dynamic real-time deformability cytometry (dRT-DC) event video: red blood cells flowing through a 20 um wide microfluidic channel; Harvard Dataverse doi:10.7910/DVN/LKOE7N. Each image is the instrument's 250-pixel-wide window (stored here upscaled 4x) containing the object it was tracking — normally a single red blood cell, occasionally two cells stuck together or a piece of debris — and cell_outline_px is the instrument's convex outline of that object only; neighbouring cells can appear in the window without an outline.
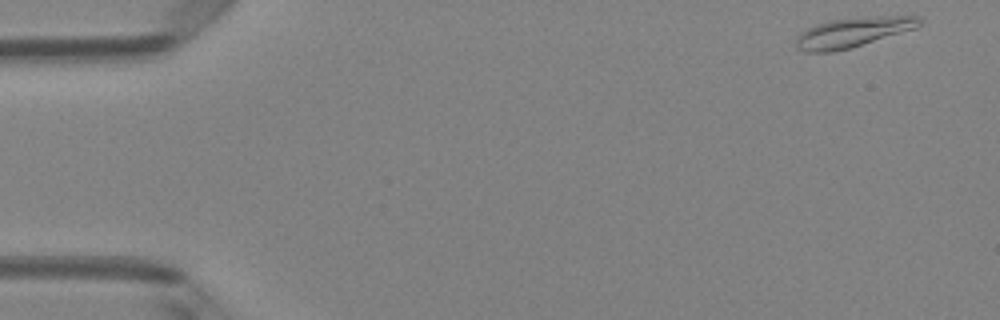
{"species": "Egyptian fruit bat (a non-hibernating species)", "species_latin": "Rousettus aegyptiacus", "temperature_condition": "room temperature", "stored_images_in_passage": 49, "camera_frame_rate_fps": 3000, "um_per_image_px": 0.085, "animal": {"sex": "female"}, "frame": {"image": 1, "passage_image": 1, "time_ms": 0.0, "image_size_px": [1000, 320], "cell_outline_px": [[924, 20], [916, 28], [852, 48], [832, 52], [804, 52], [796, 48], [796, 36], [800, 32], [816, 24], [828, 20], [880, 16], [920, 16]], "centroid_in_image_um": [72.48, 2.75], "position_along_channel_um": 12.5, "area_um2": 21.56}}
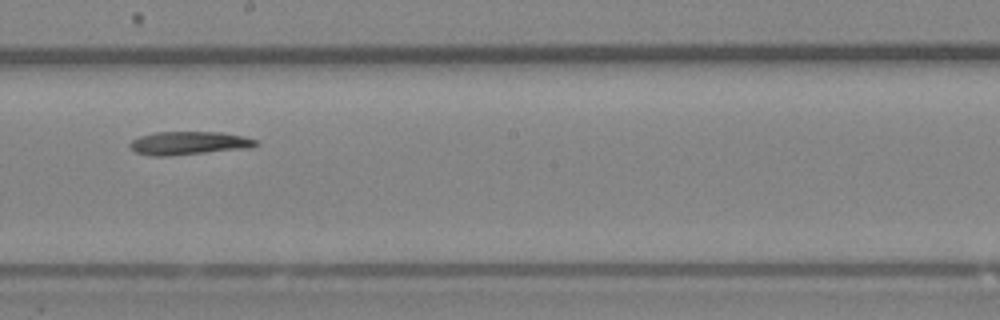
{"frame": {"image": 2, "passage_image": 27, "time_ms": 8.667, "image_size_px": [1000, 320], "cell_outline_px": [[260, 144], [252, 148], [168, 156], [148, 156], [136, 152], [128, 144], [132, 140], [140, 136], [156, 132], [220, 132], [244, 136], [260, 140]], "centroid_in_image_um": [16.12, 12.17], "position_along_channel_um": 232.1, "area_um2": 17.34}}
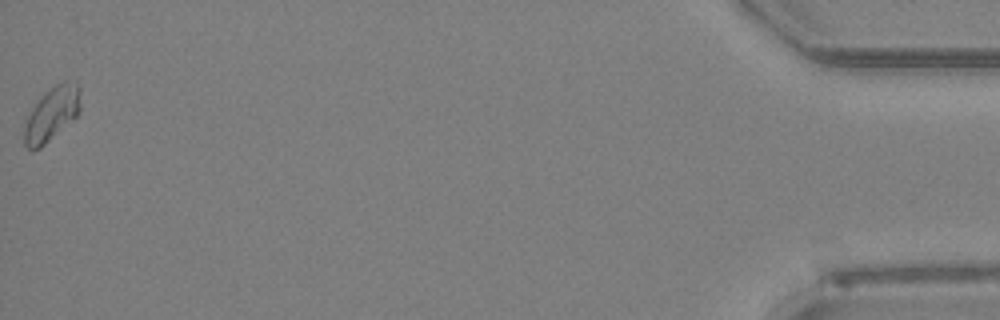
{"frame": {"image": 3, "passage_image": 49, "time_ms": 16.0, "image_size_px": [1000, 320], "cell_outline_px": [[80, 112], [76, 116], [40, 148], [32, 152], [24, 144], [24, 116], [48, 88], [60, 80], [76, 80], [80, 88]], "centroid_in_image_um": [4.38, 9.63], "position_along_channel_um": 430.8, "area_um2": 18.21}}